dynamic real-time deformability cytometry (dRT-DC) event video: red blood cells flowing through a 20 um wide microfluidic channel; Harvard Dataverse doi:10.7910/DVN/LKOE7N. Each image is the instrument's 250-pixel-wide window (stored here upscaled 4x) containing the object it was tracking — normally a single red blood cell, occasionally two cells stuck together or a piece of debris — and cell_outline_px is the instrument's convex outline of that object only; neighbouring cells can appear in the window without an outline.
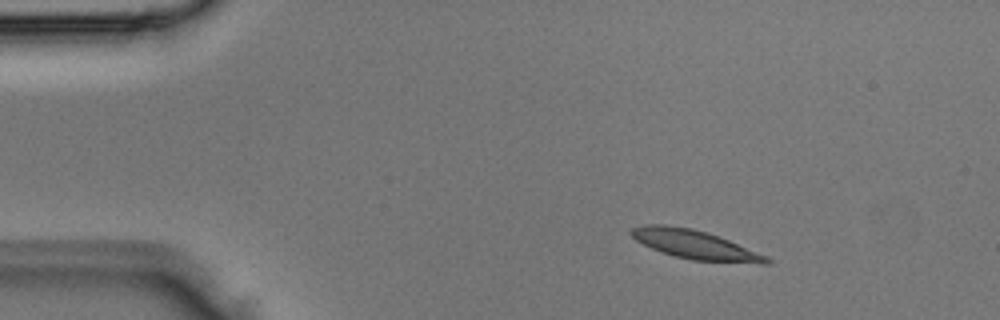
{"species": "Egyptian fruit bat (a non-hibernating species)", "species_latin": "Rousettus aegyptiacus", "temperature_condition": "room temperature", "stored_images_in_passage": 3, "camera_frame_rate_fps": 3000, "um_per_image_px": 0.085, "animal": {"sex": "male"}, "frame": {"image": 1, "passage_image": 1, "time_ms": 0.0, "image_size_px": [1000, 320], "cell_outline_px": [[772, 264], [760, 264], [692, 260], [660, 252], [636, 240], [628, 232], [632, 228], [648, 224], [664, 224], [692, 228], [728, 240], [768, 256], [772, 260]], "centroid_in_image_um": [59.1, 20.81], "position_along_channel_um": 25.9, "area_um2": 22.72}}
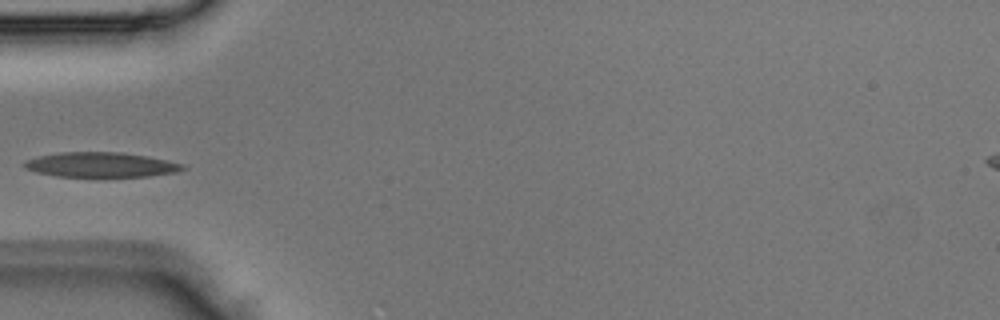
{"frame": {"image": 2, "passage_image": 3, "time_ms": 0.667, "image_size_px": [1000, 320], "cell_outline_px": [[188, 168], [176, 172], [148, 176], [100, 180], [56, 176], [36, 172], [24, 168], [24, 164], [28, 160], [40, 156], [60, 152], [120, 152], [168, 160], [184, 164]], "centroid_in_image_um": [8.61, 14.06], "position_along_channel_um": 76.4, "area_um2": 23.99}}